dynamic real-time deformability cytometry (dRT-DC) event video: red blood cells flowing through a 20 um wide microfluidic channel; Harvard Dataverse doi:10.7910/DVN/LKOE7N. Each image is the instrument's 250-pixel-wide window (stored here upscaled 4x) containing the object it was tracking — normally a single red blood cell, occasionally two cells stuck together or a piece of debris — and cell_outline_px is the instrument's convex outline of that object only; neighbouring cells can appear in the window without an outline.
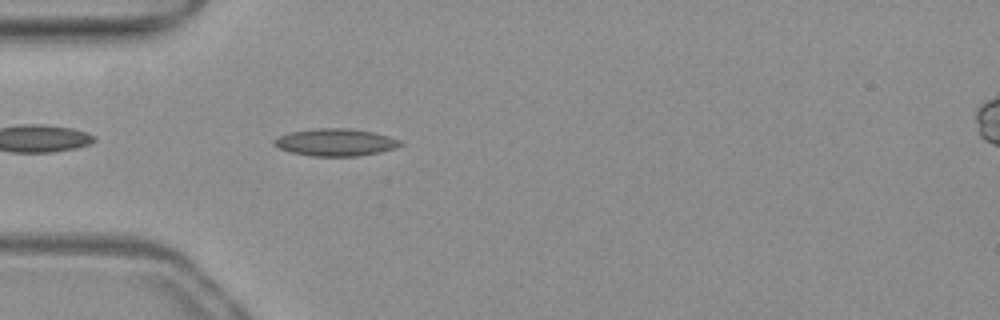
{"species": "common noctule bat (a hibernating species)", "species_latin": "Nyctalus noctula", "temperature_condition": "warm", "stored_images_in_passage": 37, "camera_frame_rate_fps": 3000, "um_per_image_px": 0.085, "animal": {"sex": "female", "body_mass_g": 19.3, "forearm_length_mm": 54.1}, "frame": {"image": 1, "passage_image": 3, "time_ms": 0.667, "image_size_px": [1000, 320], "cell_outline_px": [[404, 144], [380, 152], [356, 156], [312, 156], [288, 152], [272, 144], [272, 140], [276, 136], [292, 132], [312, 128], [352, 128], [372, 132], [388, 136], [400, 140]], "centroid_in_image_um": [28.46, 12.09], "position_along_channel_um": 56.5, "area_um2": 20.17}}
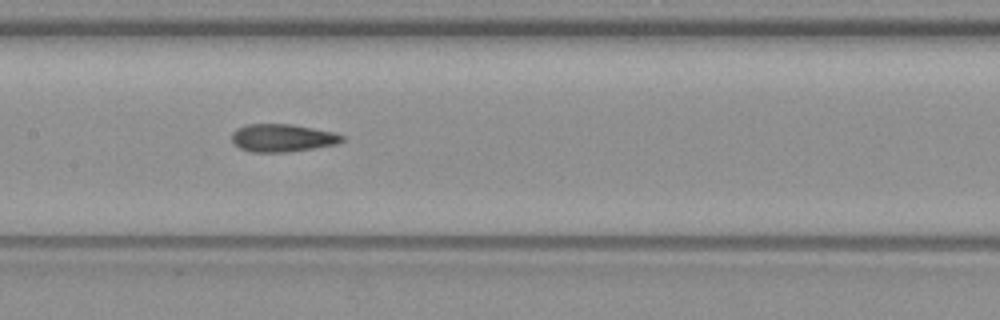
{"frame": {"image": 2, "passage_image": 13, "time_ms": 4.0, "image_size_px": [1000, 320], "cell_outline_px": [[344, 140], [336, 144], [288, 152], [252, 152], [240, 148], [232, 140], [232, 132], [236, 128], [244, 124], [292, 124], [332, 132], [344, 136]], "centroid_in_image_um": [23.97, 11.71], "position_along_channel_um": 183.4, "area_um2": 17.74}}
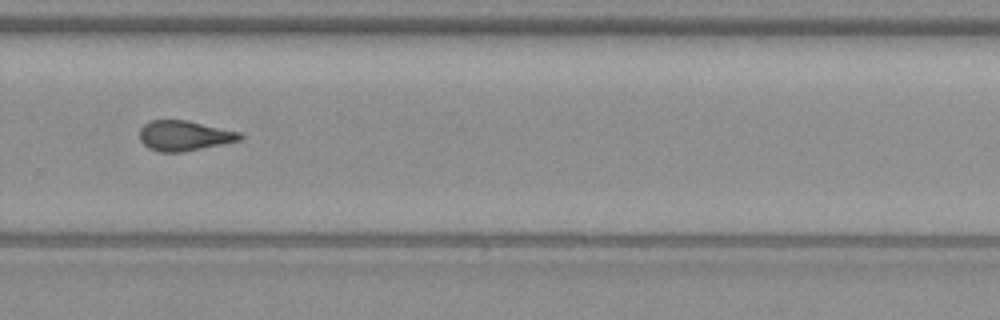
{"frame": {"image": 3, "passage_image": 23, "time_ms": 7.333, "image_size_px": [1000, 320], "cell_outline_px": [[244, 136], [240, 140], [224, 144], [184, 152], [160, 152], [148, 148], [140, 140], [140, 128], [144, 124], [152, 120], [188, 120], [240, 132]], "centroid_in_image_um": [15.67, 11.54], "position_along_channel_um": 314.1, "area_um2": 17.74}}